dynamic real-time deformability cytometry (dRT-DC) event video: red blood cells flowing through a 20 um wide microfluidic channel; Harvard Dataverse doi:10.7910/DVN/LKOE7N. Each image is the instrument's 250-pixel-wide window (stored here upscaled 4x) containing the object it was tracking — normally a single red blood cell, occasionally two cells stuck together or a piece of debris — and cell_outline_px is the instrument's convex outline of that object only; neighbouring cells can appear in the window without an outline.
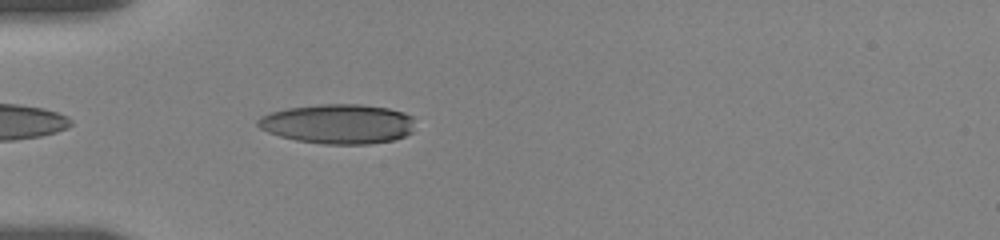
{"species": "human", "species_latin": "Homo sapiens", "temperature_condition": "room temperature", "stored_images_in_passage": 41, "camera_frame_rate_fps": 3000, "um_per_image_px": 0.085, "donor": {"sex": "female"}, "frame": {"image": 1, "passage_image": 3, "time_ms": 0.667, "image_size_px": [1000, 240], "cell_outline_px": [[412, 132], [396, 140], [368, 144], [324, 144], [296, 140], [280, 136], [268, 132], [260, 128], [256, 124], [256, 120], [260, 116], [272, 112], [288, 108], [320, 104], [360, 104], [388, 108], [404, 112], [412, 116]], "centroid_in_image_um": [28.73, 10.53], "position_along_channel_um": 56.3, "area_um2": 36.36}}
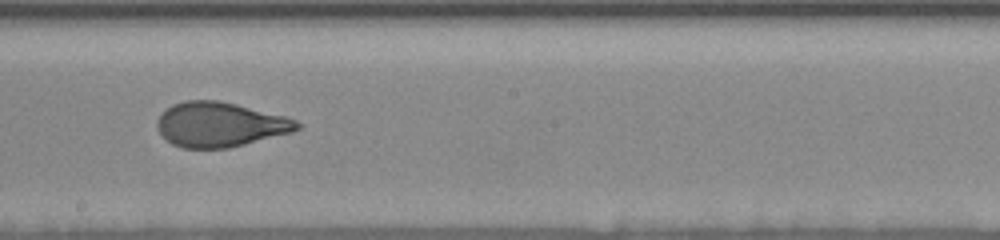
{"frame": {"image": 2, "passage_image": 18, "time_ms": 5.667, "image_size_px": [1000, 240], "cell_outline_px": [[300, 128], [292, 132], [228, 148], [184, 148], [172, 144], [160, 132], [156, 124], [156, 120], [172, 104], [184, 100], [220, 100], [284, 116], [296, 120], [300, 124]], "centroid_in_image_um": [18.69, 10.58], "position_along_channel_um": 229.5, "area_um2": 36.13}}
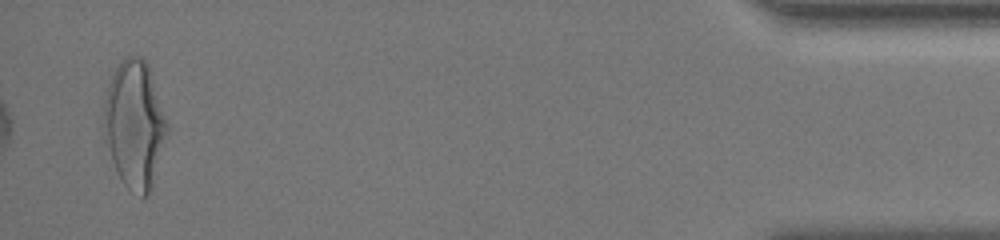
{"frame": {"image": 3, "passage_image": 40, "time_ms": 13.0, "image_size_px": [1000, 240], "cell_outline_px": [[168, 132], [152, 188], [144, 196], [140, 196], [128, 188], [124, 184], [112, 160], [104, 140], [100, 124], [104, 100], [108, 84], [120, 60], [128, 56], [140, 56], [148, 64], [168, 124]], "centroid_in_image_um": [11.41, 10.56], "position_along_channel_um": 423.8, "area_um2": 47.28}, "authors_computed_cell_mechanics": {"area_um2": 37.0498, "velocity_mm_per_s": 3.6368, "shape_relaxation_time_tau1_ms": 4.6839, "shape_relaxation_time_tau2_ms": 0.7499, "deformation_change_tau1": 0.194, "deformation_change_tau2": 0.0755}}